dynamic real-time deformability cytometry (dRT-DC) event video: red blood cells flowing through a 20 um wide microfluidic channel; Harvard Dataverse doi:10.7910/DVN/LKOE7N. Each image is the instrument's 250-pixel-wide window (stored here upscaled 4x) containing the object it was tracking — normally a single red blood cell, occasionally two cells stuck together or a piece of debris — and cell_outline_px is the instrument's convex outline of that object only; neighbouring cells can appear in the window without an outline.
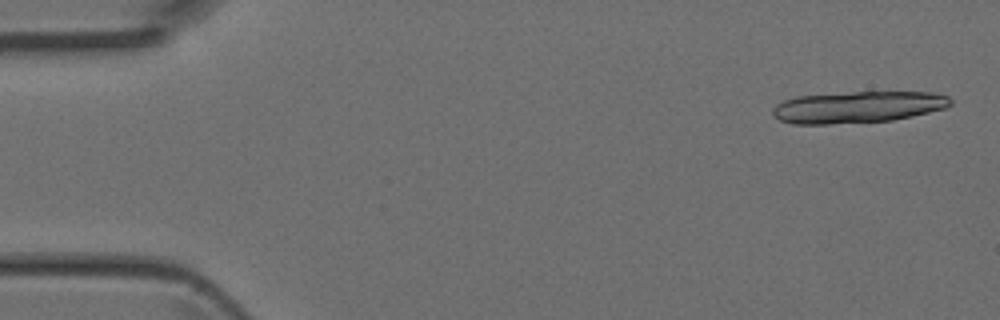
{"species": "Egyptian fruit bat (a non-hibernating species)", "species_latin": "Rousettus aegyptiacus", "temperature_condition": "room temperature", "stored_images_in_passage": 5, "camera_frame_rate_fps": 3000, "um_per_image_px": 0.085, "animal": {"sex": "female"}, "frame": {"image": 1, "passage_image": 1, "time_ms": 0.0, "image_size_px": [1000, 320], "cell_outline_px": [[952, 104], [944, 108], [912, 116], [892, 120], [828, 124], [792, 124], [780, 120], [772, 116], [772, 108], [776, 104], [784, 100], [796, 96], [852, 92], [932, 92], [948, 96], [952, 100]], "centroid_in_image_um": [72.87, 9.1], "position_along_channel_um": 12.1, "area_um2": 32.77}}
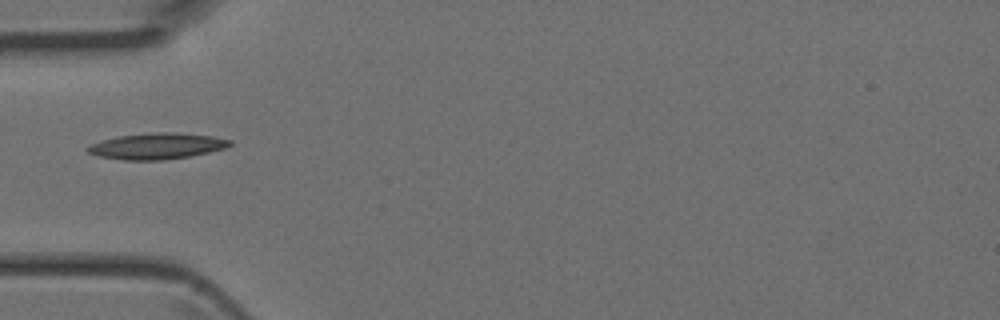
{"frame": {"image": 2, "passage_image": 5, "time_ms": 1.333, "image_size_px": [1000, 320], "cell_outline_px": [[232, 144], [224, 148], [208, 152], [188, 156], [164, 160], [124, 160], [100, 156], [88, 152], [84, 148], [88, 144], [120, 136], [160, 132], [176, 132], [212, 136], [232, 140]], "centroid_in_image_um": [13.33, 12.42], "position_along_channel_um": 71.7, "area_um2": 21.39}}